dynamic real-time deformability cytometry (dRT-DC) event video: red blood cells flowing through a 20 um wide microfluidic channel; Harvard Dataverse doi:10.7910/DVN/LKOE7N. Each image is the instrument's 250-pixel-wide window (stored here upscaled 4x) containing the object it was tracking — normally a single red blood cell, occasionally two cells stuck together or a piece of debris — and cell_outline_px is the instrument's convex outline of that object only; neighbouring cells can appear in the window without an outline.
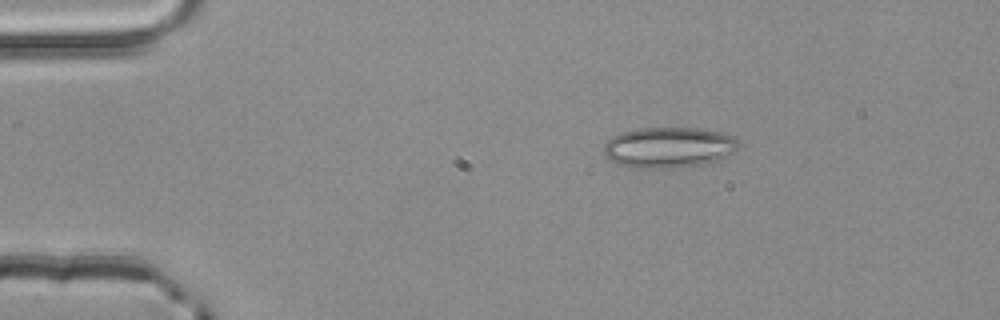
{"species": "common noctule bat (a hibernating species)", "species_latin": "Nyctalus noctula", "temperature_condition": "room temperature", "stored_images_in_passage": 3, "camera_frame_rate_fps": 3000, "um_per_image_px": 0.085, "animal": {"sex": "male", "body_mass_g": 20.4}, "frame": {"image": 1, "passage_image": 1, "time_ms": 0.0, "image_size_px": [1000, 320], "cell_outline_px": [[740, 144], [736, 152], [716, 160], [704, 164], [672, 168], [640, 168], [616, 164], [604, 156], [604, 144], [608, 140], [620, 132], [640, 128], [696, 128], [720, 132], [736, 136], [740, 140]], "centroid_in_image_um": [56.87, 12.53], "position_along_channel_um": 28.1, "area_um2": 32.25}}